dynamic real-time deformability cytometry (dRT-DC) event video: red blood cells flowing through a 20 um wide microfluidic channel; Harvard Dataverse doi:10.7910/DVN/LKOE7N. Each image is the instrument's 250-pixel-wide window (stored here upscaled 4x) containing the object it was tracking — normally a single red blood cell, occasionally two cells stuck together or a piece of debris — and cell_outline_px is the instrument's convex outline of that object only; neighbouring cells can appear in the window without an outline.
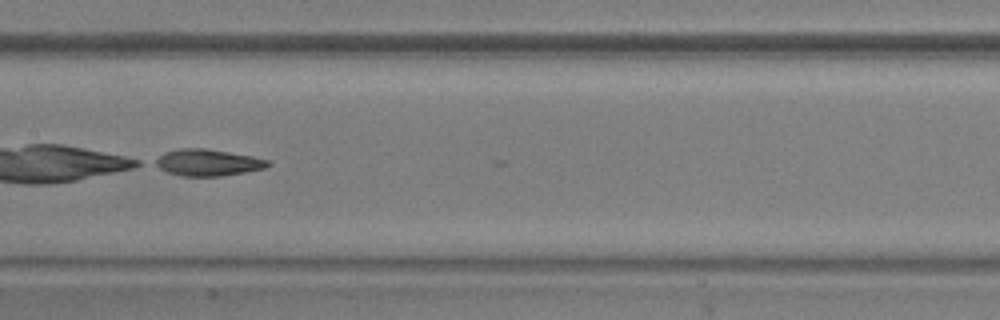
{"species": "common noctule bat (a hibernating species)", "species_latin": "Nyctalus noctula", "temperature_condition": "warm", "stored_images_in_passage": 53, "camera_frame_rate_fps": 3000, "um_per_image_px": 0.085, "animal": {"sex": "male", "body_mass_g": 20.5, "forearm_length_mm": 52.5}, "frame": {"image": 1, "passage_image": 28, "time_ms": 9.0, "image_size_px": [1000, 320], "cell_outline_px": [[272, 164], [264, 168], [244, 172], [220, 176], [180, 176], [168, 172], [152, 164], [152, 160], [164, 152], [180, 148], [204, 148], [252, 156], [268, 160]], "centroid_in_image_um": [17.6, 13.81], "position_along_channel_um": 189.8, "area_um2": 17.51}}
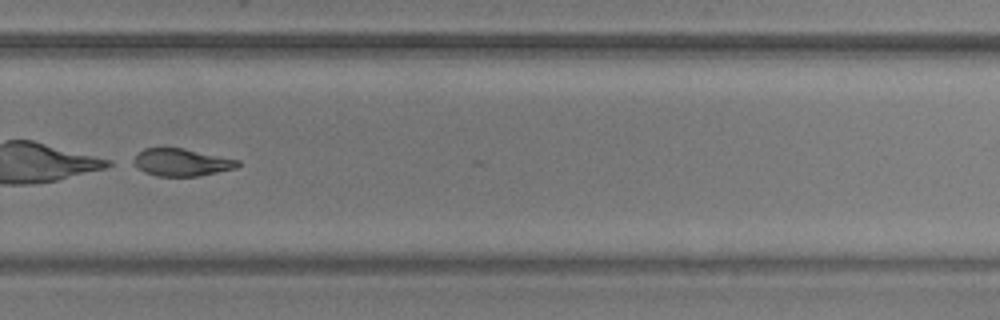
{"frame": {"image": 2, "passage_image": 38, "time_ms": 12.333, "image_size_px": [1000, 320], "cell_outline_px": [[240, 164], [236, 168], [196, 176], [156, 176], [144, 172], [128, 160], [144, 148], [184, 148], [240, 160]], "centroid_in_image_um": [15.38, 13.79], "position_along_channel_um": 314.4, "area_um2": 16.76}}